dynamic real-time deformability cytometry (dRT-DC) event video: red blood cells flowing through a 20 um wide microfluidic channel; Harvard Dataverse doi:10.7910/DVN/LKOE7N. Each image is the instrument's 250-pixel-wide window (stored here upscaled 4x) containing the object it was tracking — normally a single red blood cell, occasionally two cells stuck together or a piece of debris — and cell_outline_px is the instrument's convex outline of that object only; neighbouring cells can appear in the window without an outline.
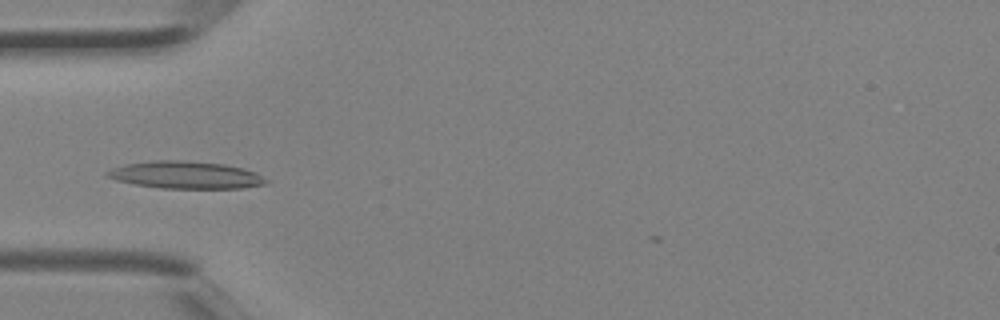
{"species": "Egyptian fruit bat (a non-hibernating species)", "species_latin": "Rousettus aegyptiacus", "temperature_condition": "room temperature", "stored_images_in_passage": 3, "camera_frame_rate_fps": 3000, "um_per_image_px": 0.085, "animal": {"sex": "female"}, "frame": {"image": 1, "passage_image": 3, "time_ms": 0.667, "image_size_px": [1000, 320], "cell_outline_px": [[268, 184], [240, 188], [160, 188], [136, 184], [116, 180], [108, 176], [104, 172], [112, 168], [124, 164], [156, 160], [184, 160], [224, 164], [244, 168], [256, 172], [268, 180]], "centroid_in_image_um": [15.81, 14.87], "position_along_channel_um": 69.2, "area_um2": 25.32}}